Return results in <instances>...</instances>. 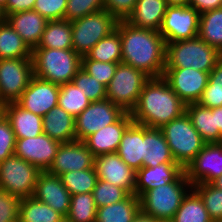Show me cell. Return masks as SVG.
<instances>
[{
  "label": "cell",
  "instance_id": "obj_47",
  "mask_svg": "<svg viewBox=\"0 0 222 222\" xmlns=\"http://www.w3.org/2000/svg\"><path fill=\"white\" fill-rule=\"evenodd\" d=\"M16 138L13 129L6 119L0 120V163L14 155Z\"/></svg>",
  "mask_w": 222,
  "mask_h": 222
},
{
  "label": "cell",
  "instance_id": "obj_36",
  "mask_svg": "<svg viewBox=\"0 0 222 222\" xmlns=\"http://www.w3.org/2000/svg\"><path fill=\"white\" fill-rule=\"evenodd\" d=\"M60 178L71 195L92 193L98 181L95 167L80 171H68L61 174Z\"/></svg>",
  "mask_w": 222,
  "mask_h": 222
},
{
  "label": "cell",
  "instance_id": "obj_26",
  "mask_svg": "<svg viewBox=\"0 0 222 222\" xmlns=\"http://www.w3.org/2000/svg\"><path fill=\"white\" fill-rule=\"evenodd\" d=\"M116 153L135 171L143 167V125L132 122L128 126Z\"/></svg>",
  "mask_w": 222,
  "mask_h": 222
},
{
  "label": "cell",
  "instance_id": "obj_27",
  "mask_svg": "<svg viewBox=\"0 0 222 222\" xmlns=\"http://www.w3.org/2000/svg\"><path fill=\"white\" fill-rule=\"evenodd\" d=\"M42 126L43 133L61 143L76 140L75 118L60 106L43 116Z\"/></svg>",
  "mask_w": 222,
  "mask_h": 222
},
{
  "label": "cell",
  "instance_id": "obj_22",
  "mask_svg": "<svg viewBox=\"0 0 222 222\" xmlns=\"http://www.w3.org/2000/svg\"><path fill=\"white\" fill-rule=\"evenodd\" d=\"M6 21L31 50L37 47L48 22L34 10L9 14L6 16Z\"/></svg>",
  "mask_w": 222,
  "mask_h": 222
},
{
  "label": "cell",
  "instance_id": "obj_2",
  "mask_svg": "<svg viewBox=\"0 0 222 222\" xmlns=\"http://www.w3.org/2000/svg\"><path fill=\"white\" fill-rule=\"evenodd\" d=\"M186 104L163 78H150L141 90L136 106L130 112L133 122L160 129L185 113Z\"/></svg>",
  "mask_w": 222,
  "mask_h": 222
},
{
  "label": "cell",
  "instance_id": "obj_30",
  "mask_svg": "<svg viewBox=\"0 0 222 222\" xmlns=\"http://www.w3.org/2000/svg\"><path fill=\"white\" fill-rule=\"evenodd\" d=\"M36 48L72 49L71 21H48Z\"/></svg>",
  "mask_w": 222,
  "mask_h": 222
},
{
  "label": "cell",
  "instance_id": "obj_24",
  "mask_svg": "<svg viewBox=\"0 0 222 222\" xmlns=\"http://www.w3.org/2000/svg\"><path fill=\"white\" fill-rule=\"evenodd\" d=\"M176 163L162 131L143 125V167Z\"/></svg>",
  "mask_w": 222,
  "mask_h": 222
},
{
  "label": "cell",
  "instance_id": "obj_46",
  "mask_svg": "<svg viewBox=\"0 0 222 222\" xmlns=\"http://www.w3.org/2000/svg\"><path fill=\"white\" fill-rule=\"evenodd\" d=\"M21 198L0 189V222H18Z\"/></svg>",
  "mask_w": 222,
  "mask_h": 222
},
{
  "label": "cell",
  "instance_id": "obj_28",
  "mask_svg": "<svg viewBox=\"0 0 222 222\" xmlns=\"http://www.w3.org/2000/svg\"><path fill=\"white\" fill-rule=\"evenodd\" d=\"M185 112L205 143L222 142V136L216 126L215 114L212 113V108L191 103L186 105Z\"/></svg>",
  "mask_w": 222,
  "mask_h": 222
},
{
  "label": "cell",
  "instance_id": "obj_56",
  "mask_svg": "<svg viewBox=\"0 0 222 222\" xmlns=\"http://www.w3.org/2000/svg\"><path fill=\"white\" fill-rule=\"evenodd\" d=\"M6 20V15L4 12L3 7L0 6V23L4 22Z\"/></svg>",
  "mask_w": 222,
  "mask_h": 222
},
{
  "label": "cell",
  "instance_id": "obj_25",
  "mask_svg": "<svg viewBox=\"0 0 222 222\" xmlns=\"http://www.w3.org/2000/svg\"><path fill=\"white\" fill-rule=\"evenodd\" d=\"M167 7L166 0H137L125 21L137 28L159 31Z\"/></svg>",
  "mask_w": 222,
  "mask_h": 222
},
{
  "label": "cell",
  "instance_id": "obj_16",
  "mask_svg": "<svg viewBox=\"0 0 222 222\" xmlns=\"http://www.w3.org/2000/svg\"><path fill=\"white\" fill-rule=\"evenodd\" d=\"M59 92V85L34 75L16 102L24 109L43 117L58 106Z\"/></svg>",
  "mask_w": 222,
  "mask_h": 222
},
{
  "label": "cell",
  "instance_id": "obj_45",
  "mask_svg": "<svg viewBox=\"0 0 222 222\" xmlns=\"http://www.w3.org/2000/svg\"><path fill=\"white\" fill-rule=\"evenodd\" d=\"M68 0H36L33 10L48 21L63 20Z\"/></svg>",
  "mask_w": 222,
  "mask_h": 222
},
{
  "label": "cell",
  "instance_id": "obj_23",
  "mask_svg": "<svg viewBox=\"0 0 222 222\" xmlns=\"http://www.w3.org/2000/svg\"><path fill=\"white\" fill-rule=\"evenodd\" d=\"M5 117L16 139L36 137L43 133V117L24 109L17 102L5 103Z\"/></svg>",
  "mask_w": 222,
  "mask_h": 222
},
{
  "label": "cell",
  "instance_id": "obj_33",
  "mask_svg": "<svg viewBox=\"0 0 222 222\" xmlns=\"http://www.w3.org/2000/svg\"><path fill=\"white\" fill-rule=\"evenodd\" d=\"M32 50L5 20L0 23V59L31 58Z\"/></svg>",
  "mask_w": 222,
  "mask_h": 222
},
{
  "label": "cell",
  "instance_id": "obj_57",
  "mask_svg": "<svg viewBox=\"0 0 222 222\" xmlns=\"http://www.w3.org/2000/svg\"><path fill=\"white\" fill-rule=\"evenodd\" d=\"M8 0H0V6L5 7Z\"/></svg>",
  "mask_w": 222,
  "mask_h": 222
},
{
  "label": "cell",
  "instance_id": "obj_5",
  "mask_svg": "<svg viewBox=\"0 0 222 222\" xmlns=\"http://www.w3.org/2000/svg\"><path fill=\"white\" fill-rule=\"evenodd\" d=\"M192 188L184 171L176 180L146 191L139 198L140 210L156 220H171Z\"/></svg>",
  "mask_w": 222,
  "mask_h": 222
},
{
  "label": "cell",
  "instance_id": "obj_35",
  "mask_svg": "<svg viewBox=\"0 0 222 222\" xmlns=\"http://www.w3.org/2000/svg\"><path fill=\"white\" fill-rule=\"evenodd\" d=\"M172 222H213L203 200L192 188L184 197L180 207L171 219Z\"/></svg>",
  "mask_w": 222,
  "mask_h": 222
},
{
  "label": "cell",
  "instance_id": "obj_19",
  "mask_svg": "<svg viewBox=\"0 0 222 222\" xmlns=\"http://www.w3.org/2000/svg\"><path fill=\"white\" fill-rule=\"evenodd\" d=\"M33 197L66 217L71 203V194L63 185L60 176L41 171L37 177Z\"/></svg>",
  "mask_w": 222,
  "mask_h": 222
},
{
  "label": "cell",
  "instance_id": "obj_15",
  "mask_svg": "<svg viewBox=\"0 0 222 222\" xmlns=\"http://www.w3.org/2000/svg\"><path fill=\"white\" fill-rule=\"evenodd\" d=\"M61 142L42 133L36 137L16 139L14 155L47 171L53 163Z\"/></svg>",
  "mask_w": 222,
  "mask_h": 222
},
{
  "label": "cell",
  "instance_id": "obj_8",
  "mask_svg": "<svg viewBox=\"0 0 222 222\" xmlns=\"http://www.w3.org/2000/svg\"><path fill=\"white\" fill-rule=\"evenodd\" d=\"M150 79L143 71L119 63L113 78L106 87V98L125 112L130 113L137 104L141 90Z\"/></svg>",
  "mask_w": 222,
  "mask_h": 222
},
{
  "label": "cell",
  "instance_id": "obj_13",
  "mask_svg": "<svg viewBox=\"0 0 222 222\" xmlns=\"http://www.w3.org/2000/svg\"><path fill=\"white\" fill-rule=\"evenodd\" d=\"M208 72L193 68H165L163 78L176 95L187 105L197 103L209 80Z\"/></svg>",
  "mask_w": 222,
  "mask_h": 222
},
{
  "label": "cell",
  "instance_id": "obj_11",
  "mask_svg": "<svg viewBox=\"0 0 222 222\" xmlns=\"http://www.w3.org/2000/svg\"><path fill=\"white\" fill-rule=\"evenodd\" d=\"M125 113L108 99L91 102L75 118L76 140L84 141L103 127L117 122Z\"/></svg>",
  "mask_w": 222,
  "mask_h": 222
},
{
  "label": "cell",
  "instance_id": "obj_29",
  "mask_svg": "<svg viewBox=\"0 0 222 222\" xmlns=\"http://www.w3.org/2000/svg\"><path fill=\"white\" fill-rule=\"evenodd\" d=\"M139 211V198L130 194L120 202L97 208L95 222H132Z\"/></svg>",
  "mask_w": 222,
  "mask_h": 222
},
{
  "label": "cell",
  "instance_id": "obj_17",
  "mask_svg": "<svg viewBox=\"0 0 222 222\" xmlns=\"http://www.w3.org/2000/svg\"><path fill=\"white\" fill-rule=\"evenodd\" d=\"M95 157L83 141L61 143L48 173L60 176L68 171L94 168Z\"/></svg>",
  "mask_w": 222,
  "mask_h": 222
},
{
  "label": "cell",
  "instance_id": "obj_10",
  "mask_svg": "<svg viewBox=\"0 0 222 222\" xmlns=\"http://www.w3.org/2000/svg\"><path fill=\"white\" fill-rule=\"evenodd\" d=\"M33 76L32 58L0 59V102H16Z\"/></svg>",
  "mask_w": 222,
  "mask_h": 222
},
{
  "label": "cell",
  "instance_id": "obj_38",
  "mask_svg": "<svg viewBox=\"0 0 222 222\" xmlns=\"http://www.w3.org/2000/svg\"><path fill=\"white\" fill-rule=\"evenodd\" d=\"M91 100L80 91L73 82L60 86L58 106L76 118L89 104Z\"/></svg>",
  "mask_w": 222,
  "mask_h": 222
},
{
  "label": "cell",
  "instance_id": "obj_37",
  "mask_svg": "<svg viewBox=\"0 0 222 222\" xmlns=\"http://www.w3.org/2000/svg\"><path fill=\"white\" fill-rule=\"evenodd\" d=\"M97 207L92 193L71 195V203L66 219L69 222H95Z\"/></svg>",
  "mask_w": 222,
  "mask_h": 222
},
{
  "label": "cell",
  "instance_id": "obj_21",
  "mask_svg": "<svg viewBox=\"0 0 222 222\" xmlns=\"http://www.w3.org/2000/svg\"><path fill=\"white\" fill-rule=\"evenodd\" d=\"M184 168L178 163H162L156 167H142L136 171L134 194L140 198L146 191L176 180Z\"/></svg>",
  "mask_w": 222,
  "mask_h": 222
},
{
  "label": "cell",
  "instance_id": "obj_43",
  "mask_svg": "<svg viewBox=\"0 0 222 222\" xmlns=\"http://www.w3.org/2000/svg\"><path fill=\"white\" fill-rule=\"evenodd\" d=\"M104 9V0H68L64 19L73 21Z\"/></svg>",
  "mask_w": 222,
  "mask_h": 222
},
{
  "label": "cell",
  "instance_id": "obj_39",
  "mask_svg": "<svg viewBox=\"0 0 222 222\" xmlns=\"http://www.w3.org/2000/svg\"><path fill=\"white\" fill-rule=\"evenodd\" d=\"M206 108L222 107V57L209 74V80L197 102Z\"/></svg>",
  "mask_w": 222,
  "mask_h": 222
},
{
  "label": "cell",
  "instance_id": "obj_20",
  "mask_svg": "<svg viewBox=\"0 0 222 222\" xmlns=\"http://www.w3.org/2000/svg\"><path fill=\"white\" fill-rule=\"evenodd\" d=\"M132 122L131 114L126 112L117 122L103 127L88 136L83 142L94 157L108 153H116L123 133Z\"/></svg>",
  "mask_w": 222,
  "mask_h": 222
},
{
  "label": "cell",
  "instance_id": "obj_58",
  "mask_svg": "<svg viewBox=\"0 0 222 222\" xmlns=\"http://www.w3.org/2000/svg\"><path fill=\"white\" fill-rule=\"evenodd\" d=\"M157 222H172L171 220H158Z\"/></svg>",
  "mask_w": 222,
  "mask_h": 222
},
{
  "label": "cell",
  "instance_id": "obj_54",
  "mask_svg": "<svg viewBox=\"0 0 222 222\" xmlns=\"http://www.w3.org/2000/svg\"><path fill=\"white\" fill-rule=\"evenodd\" d=\"M213 186L222 190V175L211 182Z\"/></svg>",
  "mask_w": 222,
  "mask_h": 222
},
{
  "label": "cell",
  "instance_id": "obj_41",
  "mask_svg": "<svg viewBox=\"0 0 222 222\" xmlns=\"http://www.w3.org/2000/svg\"><path fill=\"white\" fill-rule=\"evenodd\" d=\"M92 194L97 208L120 202L130 195L127 190L100 179Z\"/></svg>",
  "mask_w": 222,
  "mask_h": 222
},
{
  "label": "cell",
  "instance_id": "obj_14",
  "mask_svg": "<svg viewBox=\"0 0 222 222\" xmlns=\"http://www.w3.org/2000/svg\"><path fill=\"white\" fill-rule=\"evenodd\" d=\"M192 185L208 184L222 175V142L205 143L184 169Z\"/></svg>",
  "mask_w": 222,
  "mask_h": 222
},
{
  "label": "cell",
  "instance_id": "obj_31",
  "mask_svg": "<svg viewBox=\"0 0 222 222\" xmlns=\"http://www.w3.org/2000/svg\"><path fill=\"white\" fill-rule=\"evenodd\" d=\"M65 217L34 197L22 198L18 222H60Z\"/></svg>",
  "mask_w": 222,
  "mask_h": 222
},
{
  "label": "cell",
  "instance_id": "obj_53",
  "mask_svg": "<svg viewBox=\"0 0 222 222\" xmlns=\"http://www.w3.org/2000/svg\"><path fill=\"white\" fill-rule=\"evenodd\" d=\"M190 0H166L168 6H189Z\"/></svg>",
  "mask_w": 222,
  "mask_h": 222
},
{
  "label": "cell",
  "instance_id": "obj_18",
  "mask_svg": "<svg viewBox=\"0 0 222 222\" xmlns=\"http://www.w3.org/2000/svg\"><path fill=\"white\" fill-rule=\"evenodd\" d=\"M94 167L98 179L134 194L136 186V171L129 167L117 153H108L95 157Z\"/></svg>",
  "mask_w": 222,
  "mask_h": 222
},
{
  "label": "cell",
  "instance_id": "obj_9",
  "mask_svg": "<svg viewBox=\"0 0 222 222\" xmlns=\"http://www.w3.org/2000/svg\"><path fill=\"white\" fill-rule=\"evenodd\" d=\"M40 172L36 166L12 155L0 163V189L21 199L33 197Z\"/></svg>",
  "mask_w": 222,
  "mask_h": 222
},
{
  "label": "cell",
  "instance_id": "obj_52",
  "mask_svg": "<svg viewBox=\"0 0 222 222\" xmlns=\"http://www.w3.org/2000/svg\"><path fill=\"white\" fill-rule=\"evenodd\" d=\"M157 221L158 220L154 219L152 216L145 214L140 210L132 222H157Z\"/></svg>",
  "mask_w": 222,
  "mask_h": 222
},
{
  "label": "cell",
  "instance_id": "obj_59",
  "mask_svg": "<svg viewBox=\"0 0 222 222\" xmlns=\"http://www.w3.org/2000/svg\"><path fill=\"white\" fill-rule=\"evenodd\" d=\"M60 222H69L66 218H64L63 220H61Z\"/></svg>",
  "mask_w": 222,
  "mask_h": 222
},
{
  "label": "cell",
  "instance_id": "obj_12",
  "mask_svg": "<svg viewBox=\"0 0 222 222\" xmlns=\"http://www.w3.org/2000/svg\"><path fill=\"white\" fill-rule=\"evenodd\" d=\"M199 16L191 6H168L159 32L166 43L195 38L199 34Z\"/></svg>",
  "mask_w": 222,
  "mask_h": 222
},
{
  "label": "cell",
  "instance_id": "obj_55",
  "mask_svg": "<svg viewBox=\"0 0 222 222\" xmlns=\"http://www.w3.org/2000/svg\"><path fill=\"white\" fill-rule=\"evenodd\" d=\"M5 117V103L0 102V120Z\"/></svg>",
  "mask_w": 222,
  "mask_h": 222
},
{
  "label": "cell",
  "instance_id": "obj_48",
  "mask_svg": "<svg viewBox=\"0 0 222 222\" xmlns=\"http://www.w3.org/2000/svg\"><path fill=\"white\" fill-rule=\"evenodd\" d=\"M137 0H104V10L118 21L126 20L133 12Z\"/></svg>",
  "mask_w": 222,
  "mask_h": 222
},
{
  "label": "cell",
  "instance_id": "obj_49",
  "mask_svg": "<svg viewBox=\"0 0 222 222\" xmlns=\"http://www.w3.org/2000/svg\"><path fill=\"white\" fill-rule=\"evenodd\" d=\"M36 1L31 0H8L6 6L3 8L5 15L33 10Z\"/></svg>",
  "mask_w": 222,
  "mask_h": 222
},
{
  "label": "cell",
  "instance_id": "obj_7",
  "mask_svg": "<svg viewBox=\"0 0 222 222\" xmlns=\"http://www.w3.org/2000/svg\"><path fill=\"white\" fill-rule=\"evenodd\" d=\"M118 20L106 10L88 14L71 21L72 49L81 57L116 29Z\"/></svg>",
  "mask_w": 222,
  "mask_h": 222
},
{
  "label": "cell",
  "instance_id": "obj_4",
  "mask_svg": "<svg viewBox=\"0 0 222 222\" xmlns=\"http://www.w3.org/2000/svg\"><path fill=\"white\" fill-rule=\"evenodd\" d=\"M221 57L222 53L197 36L166 43L165 68L191 67L210 73Z\"/></svg>",
  "mask_w": 222,
  "mask_h": 222
},
{
  "label": "cell",
  "instance_id": "obj_1",
  "mask_svg": "<svg viewBox=\"0 0 222 222\" xmlns=\"http://www.w3.org/2000/svg\"><path fill=\"white\" fill-rule=\"evenodd\" d=\"M121 63L143 71L150 78L163 77L166 64V42L159 31L137 28L119 20Z\"/></svg>",
  "mask_w": 222,
  "mask_h": 222
},
{
  "label": "cell",
  "instance_id": "obj_50",
  "mask_svg": "<svg viewBox=\"0 0 222 222\" xmlns=\"http://www.w3.org/2000/svg\"><path fill=\"white\" fill-rule=\"evenodd\" d=\"M189 6L194 7L201 14L222 7V0H190Z\"/></svg>",
  "mask_w": 222,
  "mask_h": 222
},
{
  "label": "cell",
  "instance_id": "obj_32",
  "mask_svg": "<svg viewBox=\"0 0 222 222\" xmlns=\"http://www.w3.org/2000/svg\"><path fill=\"white\" fill-rule=\"evenodd\" d=\"M198 36L222 53V7L200 14Z\"/></svg>",
  "mask_w": 222,
  "mask_h": 222
},
{
  "label": "cell",
  "instance_id": "obj_40",
  "mask_svg": "<svg viewBox=\"0 0 222 222\" xmlns=\"http://www.w3.org/2000/svg\"><path fill=\"white\" fill-rule=\"evenodd\" d=\"M193 189L203 200L204 206L213 222L222 221V190L211 183L195 184Z\"/></svg>",
  "mask_w": 222,
  "mask_h": 222
},
{
  "label": "cell",
  "instance_id": "obj_51",
  "mask_svg": "<svg viewBox=\"0 0 222 222\" xmlns=\"http://www.w3.org/2000/svg\"><path fill=\"white\" fill-rule=\"evenodd\" d=\"M212 113L215 114L216 126L222 136V107L212 108Z\"/></svg>",
  "mask_w": 222,
  "mask_h": 222
},
{
  "label": "cell",
  "instance_id": "obj_3",
  "mask_svg": "<svg viewBox=\"0 0 222 222\" xmlns=\"http://www.w3.org/2000/svg\"><path fill=\"white\" fill-rule=\"evenodd\" d=\"M31 58L34 75L59 86L72 82L82 67L73 49L34 48Z\"/></svg>",
  "mask_w": 222,
  "mask_h": 222
},
{
  "label": "cell",
  "instance_id": "obj_6",
  "mask_svg": "<svg viewBox=\"0 0 222 222\" xmlns=\"http://www.w3.org/2000/svg\"><path fill=\"white\" fill-rule=\"evenodd\" d=\"M176 163L184 169L205 145L199 132L193 127L187 113L160 128Z\"/></svg>",
  "mask_w": 222,
  "mask_h": 222
},
{
  "label": "cell",
  "instance_id": "obj_34",
  "mask_svg": "<svg viewBox=\"0 0 222 222\" xmlns=\"http://www.w3.org/2000/svg\"><path fill=\"white\" fill-rule=\"evenodd\" d=\"M82 59H92L101 62L121 63L122 42L117 29L102 38Z\"/></svg>",
  "mask_w": 222,
  "mask_h": 222
},
{
  "label": "cell",
  "instance_id": "obj_42",
  "mask_svg": "<svg viewBox=\"0 0 222 222\" xmlns=\"http://www.w3.org/2000/svg\"><path fill=\"white\" fill-rule=\"evenodd\" d=\"M72 82L91 102L107 99L106 86L90 76L83 68L77 72Z\"/></svg>",
  "mask_w": 222,
  "mask_h": 222
},
{
  "label": "cell",
  "instance_id": "obj_44",
  "mask_svg": "<svg viewBox=\"0 0 222 222\" xmlns=\"http://www.w3.org/2000/svg\"><path fill=\"white\" fill-rule=\"evenodd\" d=\"M119 63L101 62L92 59H82V67L90 76L106 87L113 78Z\"/></svg>",
  "mask_w": 222,
  "mask_h": 222
}]
</instances>
